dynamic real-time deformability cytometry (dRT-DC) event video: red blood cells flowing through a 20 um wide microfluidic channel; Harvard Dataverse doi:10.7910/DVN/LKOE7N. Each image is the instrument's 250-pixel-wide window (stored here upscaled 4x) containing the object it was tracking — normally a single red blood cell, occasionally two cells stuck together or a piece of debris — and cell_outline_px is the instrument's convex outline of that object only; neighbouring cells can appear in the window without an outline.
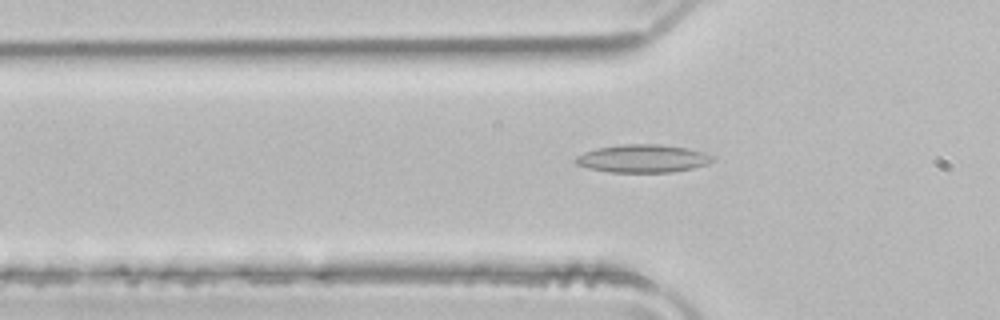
{"species": "common noctule bat (a hibernating species)", "species_latin": "Nyctalus noctula", "temperature_condition": "room temperature", "stored_images_in_passage": 39, "camera_frame_rate_fps": 3000, "um_per_image_px": 0.085, "animal": {"sex": "male", "body_mass_g": 21.5, "forearm_length_mm": 52.0}, "frame": {"image": 1, "passage_image": 5, "time_ms": 1.333, "image_size_px": [1000, 320], "cell_outline_px": [[716, 156], [708, 164], [692, 168], [672, 172], [608, 172], [588, 168], [576, 164], [572, 160], [576, 156], [584, 152], [596, 148], [620, 144], [660, 144], [688, 148], [704, 152]], "centroid_in_image_um": [54.62, 13.47], "position_along_channel_um": 71.2, "area_um2": 22.54}}
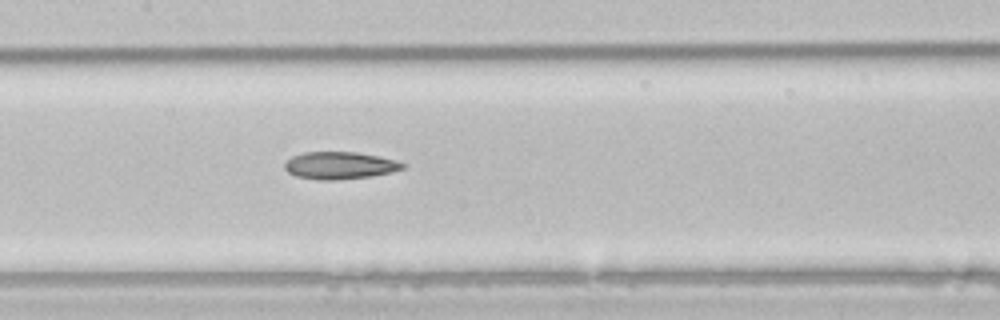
{"frame": {"image": 2, "passage_image": 13, "time_ms": 4.0, "image_size_px": [1000, 320], "cell_outline_px": [[408, 164], [404, 168], [392, 172], [372, 176], [336, 180], [316, 180], [296, 176], [288, 172], [284, 168], [284, 164], [292, 156], [304, 152], [356, 152], [396, 160]], "centroid_in_image_um": [28.89, 14.07], "position_along_channel_um": 178.5, "area_um2": 18.84}}
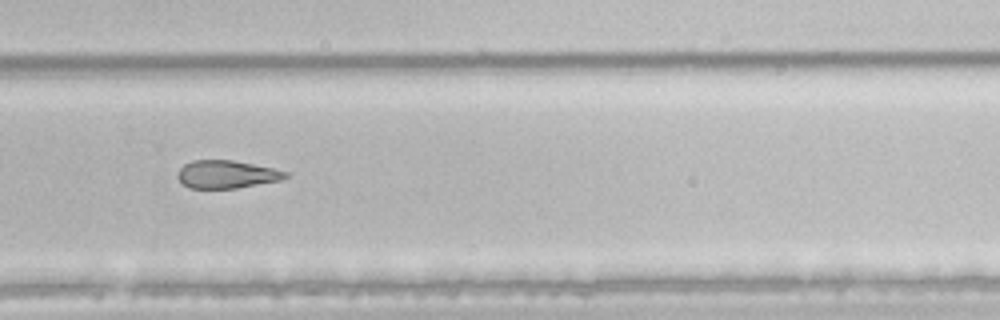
{"frame": {"image": 3, "passage_image": 23, "time_ms": 7.333, "image_size_px": [1000, 320], "cell_outline_px": [[288, 176], [280, 180], [236, 188], [188, 188], [176, 176], [180, 168], [184, 164], [192, 160], [232, 160], [272, 168], [288, 172]], "centroid_in_image_um": [19.23, 14.81], "position_along_channel_um": 310.6, "area_um2": 17.34}, "authors_computed_cell_mechanics": {"area_um2": 19.7098, "velocity_mm_per_s": 3.9882, "shape_relaxation_time_tau1_ms": null, "shape_relaxation_time_tau2_ms": 5.3784, "deformation_change_tau1": null, "deformation_change_tau2": 0.1561}}